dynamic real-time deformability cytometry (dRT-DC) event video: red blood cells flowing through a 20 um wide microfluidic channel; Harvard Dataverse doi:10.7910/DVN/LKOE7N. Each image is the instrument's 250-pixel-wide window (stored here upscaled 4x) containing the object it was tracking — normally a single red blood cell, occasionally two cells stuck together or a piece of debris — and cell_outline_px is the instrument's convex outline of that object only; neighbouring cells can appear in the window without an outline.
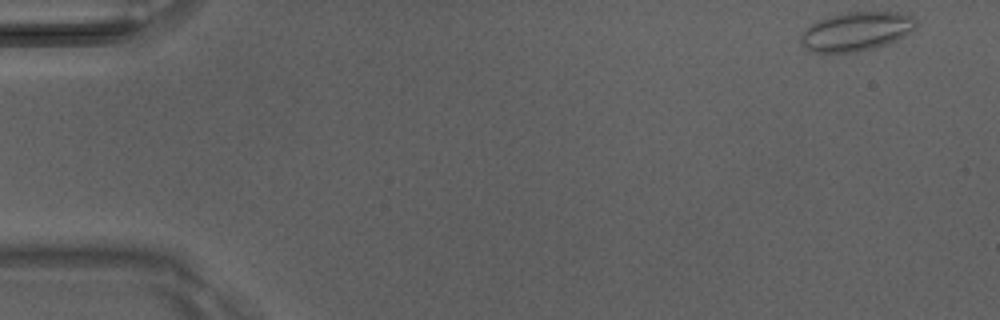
{"species": "Egyptian fruit bat (a non-hibernating species)", "species_latin": "Rousettus aegyptiacus", "temperature_condition": "room temperature", "stored_images_in_passage": 10, "camera_frame_rate_fps": 3000, "um_per_image_px": 0.085, "animal": {"sex": "male"}, "frame": {"image": 1, "passage_image": 1, "time_ms": 0.0, "image_size_px": [1000, 320], "cell_outline_px": [[916, 28], [896, 40], [872, 48], [856, 52], [812, 52], [804, 48], [800, 40], [800, 36], [816, 20], [848, 12], [896, 12], [912, 16], [916, 20]], "centroid_in_image_um": [72.78, 2.67], "position_along_channel_um": 12.2, "area_um2": 25.78}}